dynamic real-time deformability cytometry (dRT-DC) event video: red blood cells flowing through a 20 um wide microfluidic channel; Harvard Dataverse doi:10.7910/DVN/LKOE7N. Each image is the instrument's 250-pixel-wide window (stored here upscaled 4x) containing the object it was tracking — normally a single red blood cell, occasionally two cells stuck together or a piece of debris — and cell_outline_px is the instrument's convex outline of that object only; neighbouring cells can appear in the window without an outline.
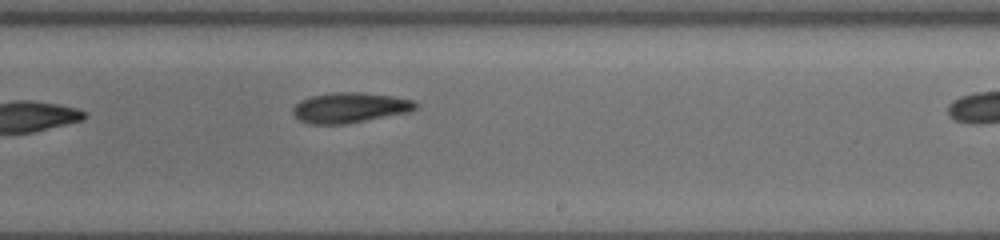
{"species": "common noctule bat (a hibernating species)", "species_latin": "Nyctalus noctula", "temperature_condition": "cold", "stored_images_in_passage": 9, "camera_frame_rate_fps": 3000, "um_per_image_px": 0.085, "animal": {"sex": "female", "body_mass_g": 19.5, "forearm_length_mm": 54.1}, "frame": {"image": 1, "passage_image": 9, "time_ms": 5.667, "image_size_px": [1000, 240], "cell_outline_px": [[420, 104], [416, 108], [408, 112], [344, 124], [312, 124], [300, 120], [292, 112], [292, 108], [300, 100], [312, 96], [332, 92], [364, 92], [392, 96], [412, 100]], "centroid_in_image_um": [29.73, 9.14], "position_along_channel_um": 259.3, "area_um2": 21.5}}